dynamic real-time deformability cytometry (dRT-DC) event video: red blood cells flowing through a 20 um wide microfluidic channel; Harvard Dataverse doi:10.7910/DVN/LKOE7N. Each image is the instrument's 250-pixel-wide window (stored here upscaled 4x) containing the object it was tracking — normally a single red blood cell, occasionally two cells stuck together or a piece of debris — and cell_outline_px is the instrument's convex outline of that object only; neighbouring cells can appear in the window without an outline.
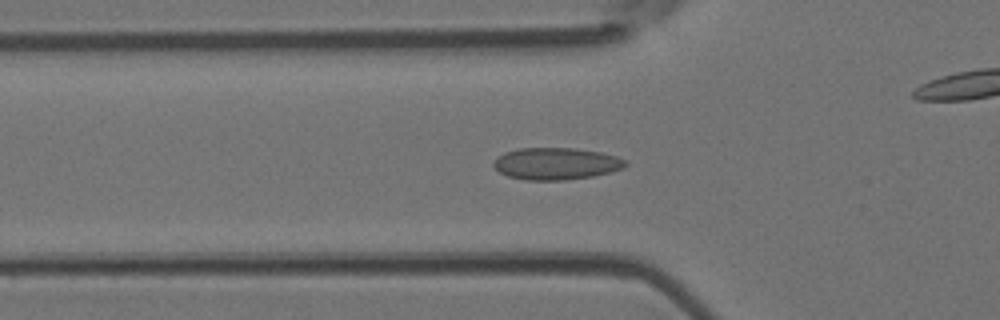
{"species": "Egyptian fruit bat (a non-hibernating species)", "species_latin": "Rousettus aegyptiacus", "temperature_condition": "room temperature", "stored_images_in_passage": 40, "camera_frame_rate_fps": 3000, "um_per_image_px": 0.085, "animal": {"sex": "female"}, "frame": {"image": 1, "passage_image": 8, "time_ms": 2.333, "image_size_px": [1000, 320], "cell_outline_px": [[628, 164], [624, 168], [592, 176], [564, 180], [524, 180], [508, 176], [500, 172], [492, 164], [504, 152], [520, 148], [576, 148], [600, 152], [616, 156], [628, 160]], "centroid_in_image_um": [47.3, 13.91], "position_along_channel_um": 78.5, "area_um2": 24.51}}
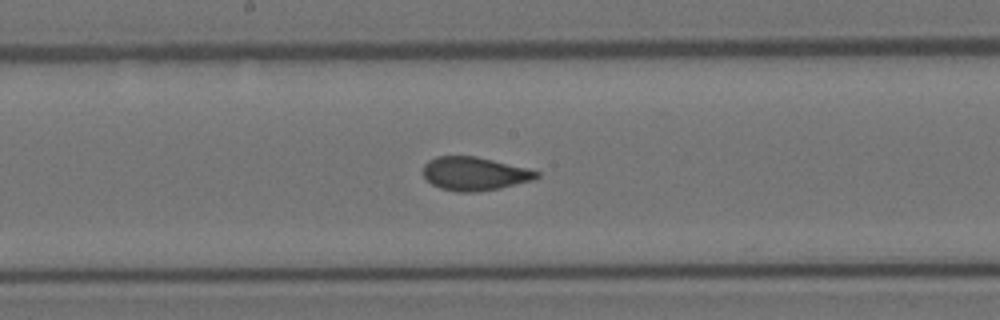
{"frame": {"image": 2, "passage_image": 17, "time_ms": 5.333, "image_size_px": [1000, 320], "cell_outline_px": [[540, 176], [532, 180], [500, 188], [476, 192], [456, 192], [440, 188], [432, 184], [424, 176], [424, 164], [428, 160], [436, 156], [476, 156], [528, 168], [540, 172]], "centroid_in_image_um": [40.34, 14.76], "position_along_channel_um": 207.9, "area_um2": 22.14}}
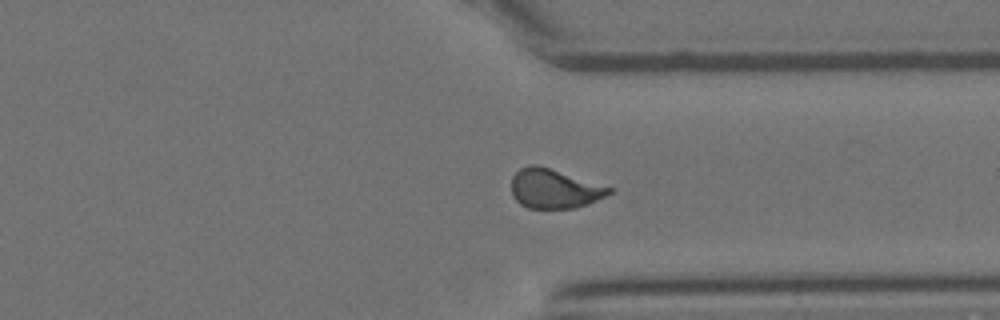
{"frame": {"image": 3, "passage_image": 28, "time_ms": 9.0, "image_size_px": [1000, 320], "cell_outline_px": [[612, 192], [588, 204], [576, 208], [528, 208], [520, 204], [512, 196], [512, 176], [520, 168], [528, 164], [536, 164], [612, 188]], "centroid_in_image_um": [47.06, 16.04], "position_along_channel_um": 364.3, "area_um2": 22.14}, "authors_computed_cell_mechanics": {"area_um2": 22.5131, "velocity_mm_per_s": 4.278, "shape_relaxation_time_tau1_ms": 9.7244, "shape_relaxation_time_tau2_ms": null, "deformation_change_tau1": 0.2067, "deformation_change_tau2": null}}